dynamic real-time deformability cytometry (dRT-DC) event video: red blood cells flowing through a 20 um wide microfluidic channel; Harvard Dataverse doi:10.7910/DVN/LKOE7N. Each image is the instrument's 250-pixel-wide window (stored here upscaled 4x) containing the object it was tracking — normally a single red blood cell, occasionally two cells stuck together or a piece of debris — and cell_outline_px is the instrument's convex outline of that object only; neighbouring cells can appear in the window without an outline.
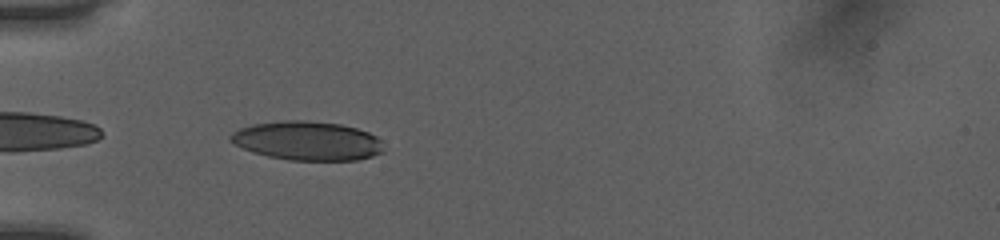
{"species": "human", "species_latin": "Homo sapiens", "temperature_condition": "room temperature", "stored_images_in_passage": 34, "camera_frame_rate_fps": 3000, "um_per_image_px": 0.085, "donor": {"sex": "female"}, "frame": {"image": 1, "passage_image": 1, "time_ms": 0.0, "image_size_px": [1000, 240], "cell_outline_px": [[384, 152], [372, 156], [356, 160], [288, 160], [268, 156], [252, 152], [228, 140], [228, 136], [232, 132], [240, 128], [252, 124], [284, 120], [304, 120], [340, 124], [356, 128], [368, 132], [376, 136], [380, 140]], "centroid_in_image_um": [26.1, 11.96], "position_along_channel_um": 58.9, "area_um2": 34.8}}
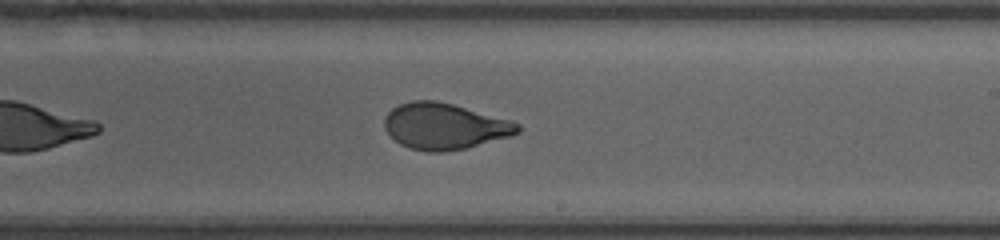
{"frame": {"image": 2, "passage_image": 16, "time_ms": 5.0, "image_size_px": [1000, 240], "cell_outline_px": [[520, 132], [512, 136], [464, 148], [444, 152], [428, 152], [408, 148], [400, 144], [384, 128], [384, 116], [392, 108], [400, 104], [412, 100], [436, 100], [452, 104], [512, 120], [520, 124]], "centroid_in_image_um": [37.79, 10.73], "position_along_channel_um": 251.2, "area_um2": 35.89}}
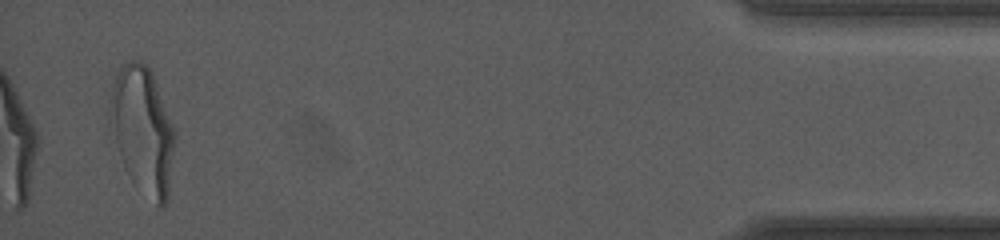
{"frame": {"image": 3, "passage_image": 34, "time_ms": 11.0, "image_size_px": [1000, 240], "cell_outline_px": [[176, 140], [168, 196], [164, 208], [156, 208], [132, 184], [124, 168], [120, 156], [108, 112], [108, 108], [112, 88], [116, 76], [120, 68], [124, 64], [132, 60], [140, 60], [152, 72], [172, 128]], "centroid_in_image_um": [12.13, 11.18], "position_along_channel_um": 423.1, "area_um2": 47.74}, "authors_computed_cell_mechanics": {"area_um2": 36.2117, "velocity_mm_per_s": 4.0373, "shape_relaxation_time_tau1_ms": 4.8244, "shape_relaxation_time_tau2_ms": null, "deformation_change_tau1": 0.1999, "deformation_change_tau2": null}}